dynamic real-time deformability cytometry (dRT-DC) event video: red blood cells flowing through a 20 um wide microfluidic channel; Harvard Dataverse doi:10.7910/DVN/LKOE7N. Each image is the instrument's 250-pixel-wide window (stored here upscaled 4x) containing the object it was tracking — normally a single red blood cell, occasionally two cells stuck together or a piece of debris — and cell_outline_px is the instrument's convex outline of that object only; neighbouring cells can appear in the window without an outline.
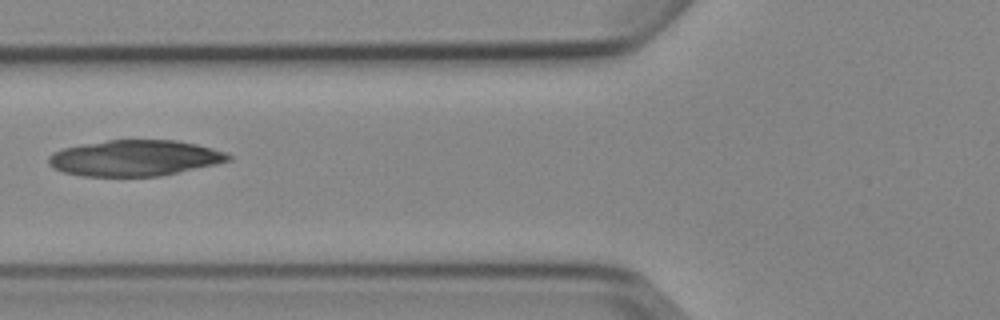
{"species": "Egyptian fruit bat (a non-hibernating species)", "species_latin": "Rousettus aegyptiacus", "temperature_condition": "cold", "stored_images_in_passage": 5, "camera_frame_rate_fps": 3000, "um_per_image_px": 0.085, "animal": {"sex": "female"}, "frame": {"image": 1, "passage_image": 5, "time_ms": 4.667, "image_size_px": [1000, 320], "cell_outline_px": [[232, 160], [216, 164], [160, 176], [84, 176], [64, 172], [52, 168], [48, 164], [48, 156], [52, 152], [64, 148], [80, 144], [108, 140], [176, 140], [196, 144], [212, 148], [224, 152], [232, 156]], "centroid_in_image_um": [11.43, 13.43], "position_along_channel_um": 114.4, "area_um2": 37.69}}